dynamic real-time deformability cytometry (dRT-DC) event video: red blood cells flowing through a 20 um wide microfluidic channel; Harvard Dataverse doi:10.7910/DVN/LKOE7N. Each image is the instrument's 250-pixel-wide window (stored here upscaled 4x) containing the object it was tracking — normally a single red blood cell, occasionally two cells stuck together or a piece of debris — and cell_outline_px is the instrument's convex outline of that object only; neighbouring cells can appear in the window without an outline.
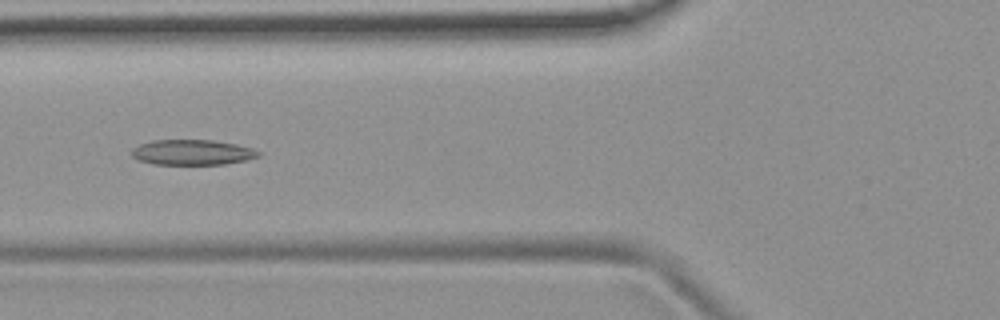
{"species": "common noctule bat (a hibernating species)", "species_latin": "Nyctalus noctula", "temperature_condition": "room temperature", "stored_images_in_passage": 55, "camera_frame_rate_fps": 3000, "um_per_image_px": 0.085, "animal": {"sex": "female", "body_mass_g": 19.9}, "frame": {"image": 1, "passage_image": 21, "time_ms": 6.667, "image_size_px": [1000, 320], "cell_outline_px": [[260, 156], [248, 160], [224, 164], [152, 164], [136, 160], [132, 156], [132, 148], [140, 144], [152, 140], [212, 140], [236, 144], [252, 148], [260, 152]], "centroid_in_image_um": [16.33, 12.95], "position_along_channel_um": 109.5, "area_um2": 18.79}}
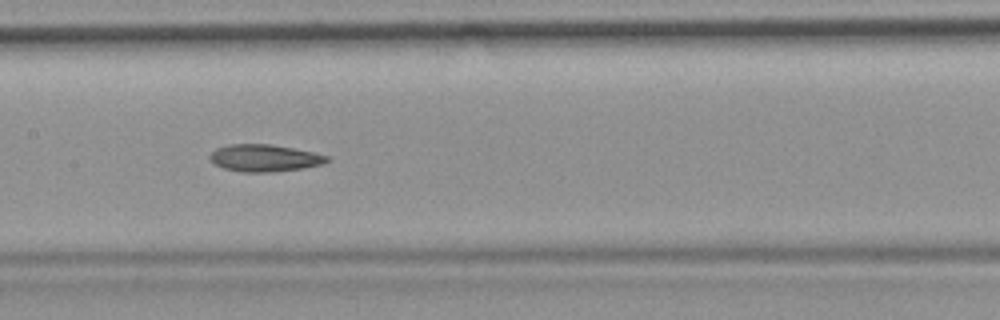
{"frame": {"image": 2, "passage_image": 27, "time_ms": 8.667, "image_size_px": [1000, 320], "cell_outline_px": [[332, 160], [324, 164], [304, 168], [272, 172], [244, 172], [224, 168], [216, 164], [208, 156], [216, 148], [228, 144], [268, 144], [292, 148], [312, 152], [328, 156]], "centroid_in_image_um": [22.51, 13.43], "position_along_channel_um": 184.9, "area_um2": 18.44}}
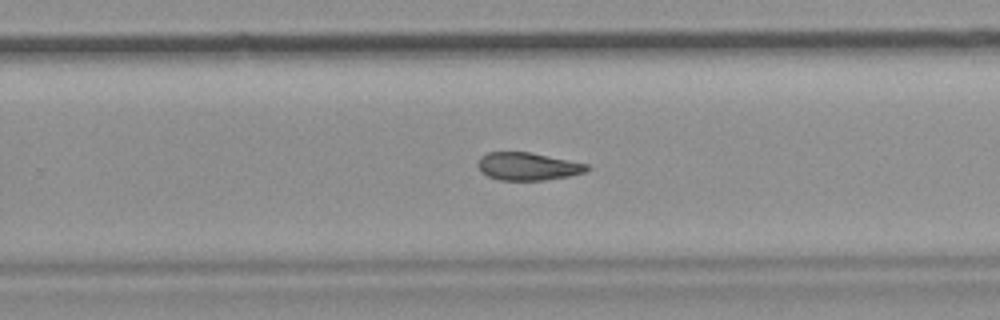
{"frame": {"image": 3, "passage_image": 35, "time_ms": 11.333, "image_size_px": [1000, 320], "cell_outline_px": [[592, 168], [584, 172], [568, 176], [544, 180], [500, 180], [488, 176], [480, 172], [476, 164], [480, 156], [488, 152], [528, 152], [588, 164]], "centroid_in_image_um": [44.82, 14.14], "position_along_channel_um": 285.0, "area_um2": 17.63}, "authors_computed_cell_mechanics": {"area_um2": 19.4786, "velocity_mm_per_s": 3.7729, "shape_relaxation_time_tau1_ms": null, "shape_relaxation_time_tau2_ms": 4.0195, "deformation_change_tau1": null, "deformation_change_tau2": 0.1074}}